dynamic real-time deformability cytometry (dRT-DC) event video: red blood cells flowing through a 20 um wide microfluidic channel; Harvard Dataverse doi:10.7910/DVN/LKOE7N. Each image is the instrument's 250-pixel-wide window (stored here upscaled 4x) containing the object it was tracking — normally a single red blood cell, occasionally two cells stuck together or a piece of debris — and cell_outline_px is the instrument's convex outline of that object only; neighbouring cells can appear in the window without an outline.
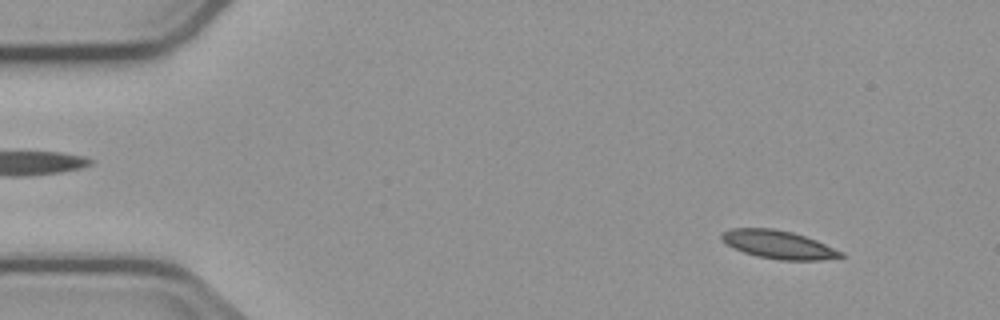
{"species": "common noctule bat (a hibernating species)", "species_latin": "Nyctalus noctula", "temperature_condition": "cold", "stored_images_in_passage": 4, "camera_frame_rate_fps": 3000, "um_per_image_px": 0.085, "animal": {"sex": "male", "body_mass_g": 23.1, "forearm_length_mm": 52.7}, "frame": {"image": 1, "passage_image": 1, "time_ms": 0.0, "image_size_px": [1000, 320], "cell_outline_px": [[844, 256], [820, 260], [780, 260], [756, 256], [744, 252], [728, 244], [720, 236], [720, 232], [732, 228], [772, 228], [792, 232], [816, 240], [844, 252]], "centroid_in_image_um": [66.17, 20.78], "position_along_channel_um": 18.8, "area_um2": 19.42}}
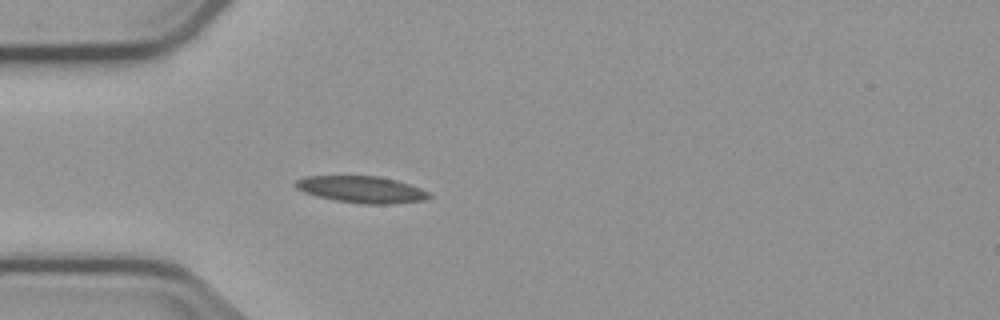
{"frame": {"image": 2, "passage_image": 4, "time_ms": 3.333, "image_size_px": [1000, 320], "cell_outline_px": [[432, 196], [424, 200], [392, 204], [364, 204], [336, 200], [316, 196], [304, 192], [296, 188], [292, 184], [296, 180], [304, 176], [380, 176], [396, 180], [420, 188], [428, 192]], "centroid_in_image_um": [30.7, 16.1], "position_along_channel_um": 54.3, "area_um2": 20.81}}